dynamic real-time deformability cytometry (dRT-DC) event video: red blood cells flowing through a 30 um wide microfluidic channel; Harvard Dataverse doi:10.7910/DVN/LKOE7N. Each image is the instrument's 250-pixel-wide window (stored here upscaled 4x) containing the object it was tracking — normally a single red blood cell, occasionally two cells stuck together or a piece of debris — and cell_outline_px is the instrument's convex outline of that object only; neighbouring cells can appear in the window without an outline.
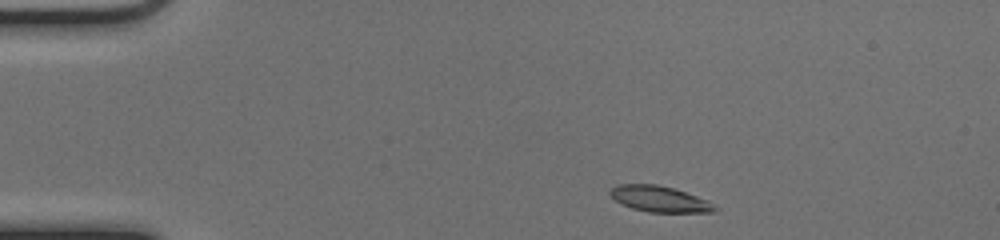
{"species": "common noctule bat (a hibernating species)", "species_latin": "Nyctalus noctula", "temperature_condition": "cold", "stored_images_in_passage": 44, "camera_frame_rate_fps": 3000, "um_per_image_px": 0.085, "animal": {"sex": "female", "body_mass_g": 17.0, "forearm_length_mm": 48.0}, "frame": {"image": 1, "passage_image": 1, "time_ms": 0.0, "image_size_px": [1000, 240], "cell_outline_px": [[720, 208], [716, 212], [648, 212], [632, 208], [620, 204], [608, 192], [616, 184], [656, 184], [676, 188], [708, 200]], "centroid_in_image_um": [56.1, 16.91], "position_along_channel_um": 28.9, "area_um2": 16.07}}
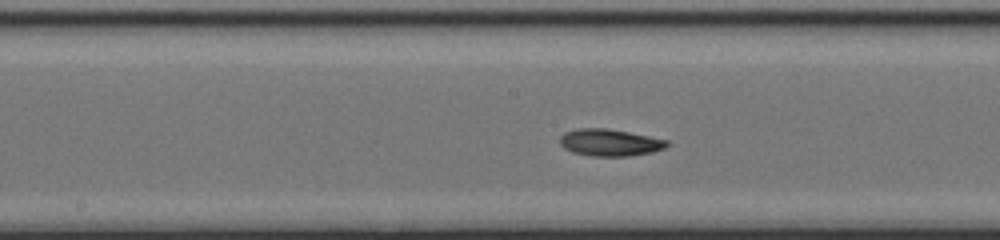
{"frame": {"image": 2, "passage_image": 19, "time_ms": 6.0, "image_size_px": [1000, 240], "cell_outline_px": [[668, 144], [664, 148], [652, 152], [628, 156], [592, 156], [572, 152], [564, 148], [560, 144], [560, 136], [564, 132], [576, 128], [608, 128], [668, 140]], "centroid_in_image_um": [51.79, 12.11], "position_along_channel_um": 196.4, "area_um2": 16.82}}
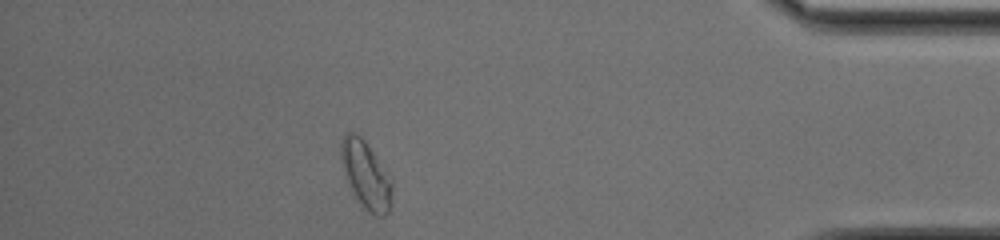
{"frame": {"image": 3, "passage_image": 38, "time_ms": 12.333, "image_size_px": [1000, 240], "cell_outline_px": [[392, 204], [388, 212], [384, 216], [376, 216], [368, 212], [360, 204], [348, 188], [344, 176], [340, 160], [340, 144], [344, 136], [348, 132], [356, 132], [364, 140], [392, 180]], "centroid_in_image_um": [31.07, 14.91], "position_along_channel_um": 404.1, "area_um2": 20.4}, "authors_computed_cell_mechanics": {"area_um2": 16.7331, "velocity_mm_per_s": 3.9561, "shape_relaxation_time_tau1_ms": 2.2611, "shape_relaxation_time_tau2_ms": 3.6195, "deformation_change_tau1": 0.1533, "deformation_change_tau2": 0.101}}